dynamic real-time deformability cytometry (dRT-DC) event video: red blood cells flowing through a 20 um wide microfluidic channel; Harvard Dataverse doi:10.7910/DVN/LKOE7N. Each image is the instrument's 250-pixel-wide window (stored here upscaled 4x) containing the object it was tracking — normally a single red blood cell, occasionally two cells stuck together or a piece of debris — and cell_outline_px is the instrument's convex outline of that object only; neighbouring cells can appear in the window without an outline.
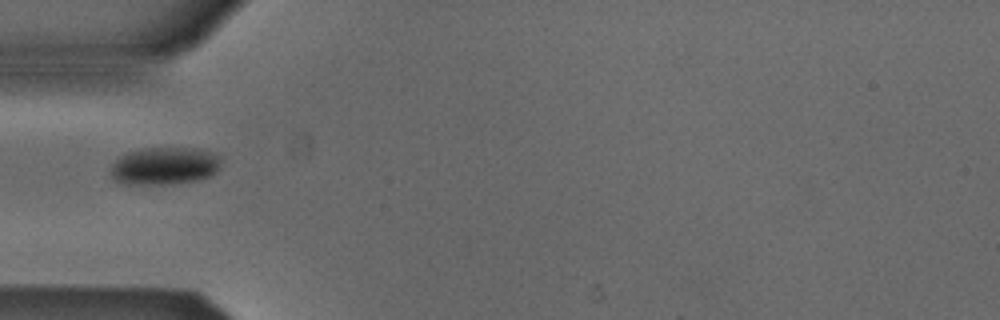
{"species": "Egyptian fruit bat (a non-hibernating species)", "species_latin": "Rousettus aegyptiacus", "temperature_condition": "cold", "stored_images_in_passage": 22, "camera_frame_rate_fps": 3000, "um_per_image_px": 0.085, "animal": {"sex": "male"}, "frame": {"image": 1, "passage_image": 1, "time_ms": 0.0, "image_size_px": [1000, 320], "cell_outline_px": [[224, 156], [220, 168], [216, 172], [200, 180], [172, 184], [124, 184], [116, 180], [108, 172], [112, 164], [120, 156], [128, 152], [144, 148], [196, 148], [212, 152]], "centroid_in_image_um": [14.03, 14.1], "position_along_channel_um": 71.0, "area_um2": 24.62}}
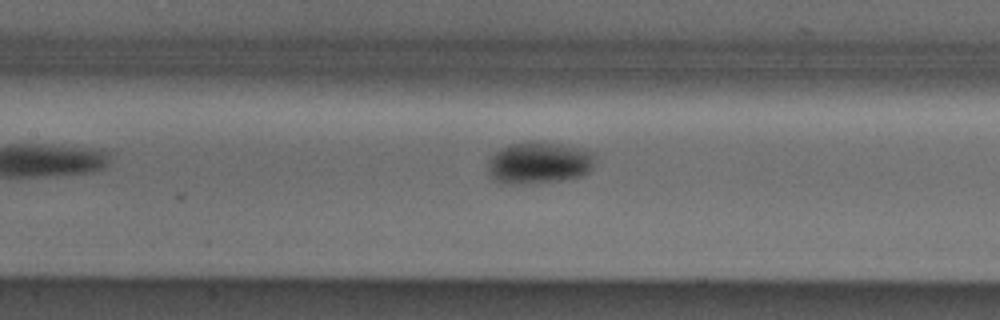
{"frame": {"image": 2, "passage_image": 8, "time_ms": 2.333, "image_size_px": [1000, 320], "cell_outline_px": [[596, 156], [592, 168], [584, 176], [564, 180], [528, 184], [500, 184], [492, 180], [488, 172], [488, 160], [500, 148], [512, 144], [532, 140], [544, 140], [596, 152]], "centroid_in_image_um": [45.82, 13.84], "position_along_channel_um": 161.6, "area_um2": 26.99}}
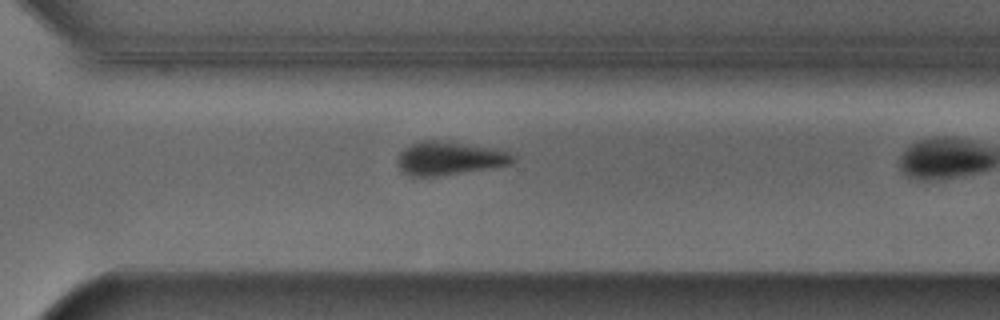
{"frame": {"image": 3, "passage_image": 18, "time_ms": 5.667, "image_size_px": [1000, 320], "cell_outline_px": [[516, 160], [512, 164], [488, 168], [436, 176], [412, 176], [404, 172], [400, 168], [396, 160], [400, 152], [404, 148], [420, 140], [444, 140], [496, 148], [508, 152], [516, 156]], "centroid_in_image_um": [38.22, 13.43], "position_along_channel_um": 332.4, "area_um2": 22.54}}